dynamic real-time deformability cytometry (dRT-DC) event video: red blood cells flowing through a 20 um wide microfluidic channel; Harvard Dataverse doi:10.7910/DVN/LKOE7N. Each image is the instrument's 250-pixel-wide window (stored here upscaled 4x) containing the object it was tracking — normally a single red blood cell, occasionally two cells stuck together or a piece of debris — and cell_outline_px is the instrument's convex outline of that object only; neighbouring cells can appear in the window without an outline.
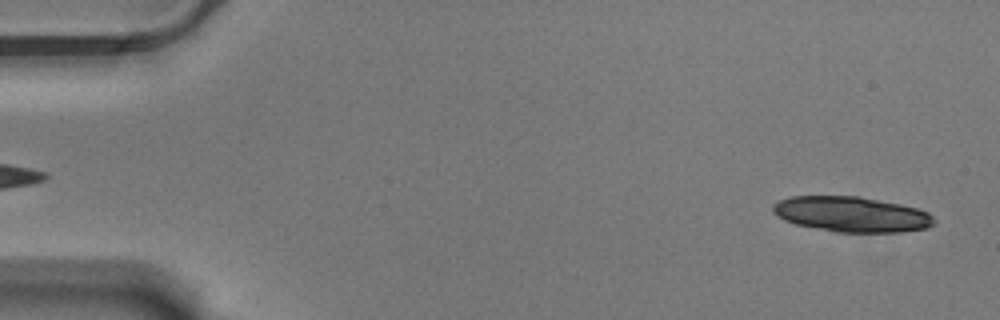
{"species": "Egyptian fruit bat (a non-hibernating species)", "species_latin": "Rousettus aegyptiacus", "temperature_condition": "warm", "stored_images_in_passage": 40, "camera_frame_rate_fps": 3000, "um_per_image_px": 0.085, "animal": {"sex": "male"}, "frame": {"image": 1, "passage_image": 2, "time_ms": 0.333, "image_size_px": [1000, 320], "cell_outline_px": [[936, 224], [928, 228], [900, 232], [836, 232], [796, 224], [784, 220], [776, 216], [772, 212], [772, 204], [788, 196], [860, 196], [900, 204], [916, 208], [928, 212], [936, 220]], "centroid_in_image_um": [72.38, 18.21], "position_along_channel_um": 12.6, "area_um2": 33.41}}
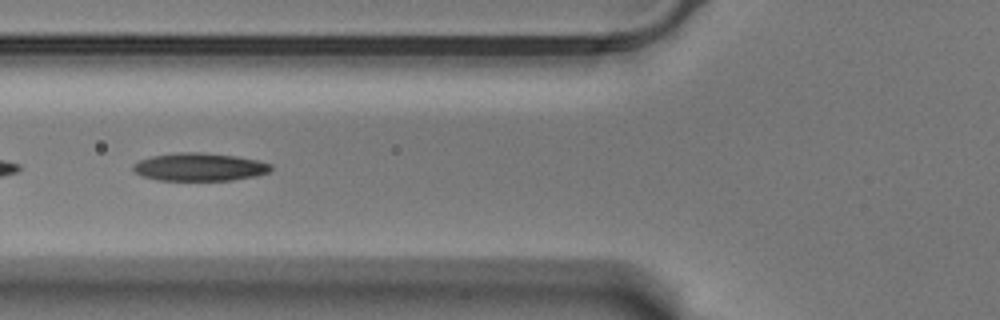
{"frame": {"image": 2, "passage_image": 22, "time_ms": 7.0, "image_size_px": [1000, 320], "cell_outline_px": [[272, 168], [268, 172], [256, 176], [232, 180], [156, 180], [144, 176], [136, 172], [132, 168], [132, 164], [140, 160], [152, 156], [180, 152], [200, 152], [236, 156], [256, 160], [272, 164]], "centroid_in_image_um": [16.96, 14.19], "position_along_channel_um": 108.8, "area_um2": 22.31}}
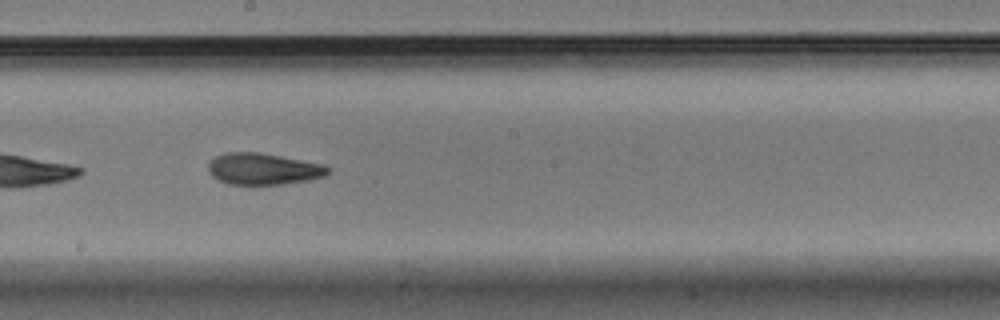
{"frame": {"image": 3, "passage_image": 32, "time_ms": 10.333, "image_size_px": [1000, 320], "cell_outline_px": [[332, 168], [324, 176], [308, 180], [284, 184], [228, 184], [212, 176], [208, 172], [208, 164], [216, 156], [224, 152], [260, 152], [324, 164]], "centroid_in_image_um": [22.38, 14.35], "position_along_channel_um": 225.8, "area_um2": 22.02}}